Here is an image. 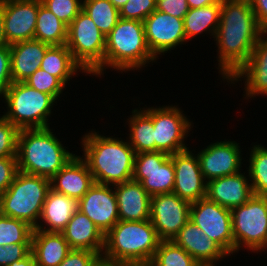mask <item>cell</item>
Masks as SVG:
<instances>
[{
  "mask_svg": "<svg viewBox=\"0 0 267 266\" xmlns=\"http://www.w3.org/2000/svg\"><path fill=\"white\" fill-rule=\"evenodd\" d=\"M262 34L263 28L255 17L250 0H221L215 39L224 79L230 80L248 61Z\"/></svg>",
  "mask_w": 267,
  "mask_h": 266,
  "instance_id": "6da1fadb",
  "label": "cell"
},
{
  "mask_svg": "<svg viewBox=\"0 0 267 266\" xmlns=\"http://www.w3.org/2000/svg\"><path fill=\"white\" fill-rule=\"evenodd\" d=\"M160 242L150 219L119 220L104 235L102 260L117 266H148Z\"/></svg>",
  "mask_w": 267,
  "mask_h": 266,
  "instance_id": "7a4b0ae2",
  "label": "cell"
},
{
  "mask_svg": "<svg viewBox=\"0 0 267 266\" xmlns=\"http://www.w3.org/2000/svg\"><path fill=\"white\" fill-rule=\"evenodd\" d=\"M84 161L95 183L121 184L133 178L136 152L129 142L90 132L83 137Z\"/></svg>",
  "mask_w": 267,
  "mask_h": 266,
  "instance_id": "3957f363",
  "label": "cell"
},
{
  "mask_svg": "<svg viewBox=\"0 0 267 266\" xmlns=\"http://www.w3.org/2000/svg\"><path fill=\"white\" fill-rule=\"evenodd\" d=\"M52 133L49 127L19 131L18 171L51 179L75 155Z\"/></svg>",
  "mask_w": 267,
  "mask_h": 266,
  "instance_id": "277c9868",
  "label": "cell"
},
{
  "mask_svg": "<svg viewBox=\"0 0 267 266\" xmlns=\"http://www.w3.org/2000/svg\"><path fill=\"white\" fill-rule=\"evenodd\" d=\"M153 60L156 58L148 48L142 21L120 18L105 36L104 67L130 71Z\"/></svg>",
  "mask_w": 267,
  "mask_h": 266,
  "instance_id": "5b68a950",
  "label": "cell"
},
{
  "mask_svg": "<svg viewBox=\"0 0 267 266\" xmlns=\"http://www.w3.org/2000/svg\"><path fill=\"white\" fill-rule=\"evenodd\" d=\"M50 188V179L18 171L0 195V214L22 220L35 229Z\"/></svg>",
  "mask_w": 267,
  "mask_h": 266,
  "instance_id": "8992f818",
  "label": "cell"
},
{
  "mask_svg": "<svg viewBox=\"0 0 267 266\" xmlns=\"http://www.w3.org/2000/svg\"><path fill=\"white\" fill-rule=\"evenodd\" d=\"M8 112L3 117L19 130L46 128L55 98L31 88L24 82H12L3 94Z\"/></svg>",
  "mask_w": 267,
  "mask_h": 266,
  "instance_id": "52a82bcc",
  "label": "cell"
},
{
  "mask_svg": "<svg viewBox=\"0 0 267 266\" xmlns=\"http://www.w3.org/2000/svg\"><path fill=\"white\" fill-rule=\"evenodd\" d=\"M66 46L73 59L86 73L102 74L104 71L105 35L83 10L68 26Z\"/></svg>",
  "mask_w": 267,
  "mask_h": 266,
  "instance_id": "ba28073f",
  "label": "cell"
},
{
  "mask_svg": "<svg viewBox=\"0 0 267 266\" xmlns=\"http://www.w3.org/2000/svg\"><path fill=\"white\" fill-rule=\"evenodd\" d=\"M231 216L234 251L241 245L252 251L267 247V196L253 195L245 204L232 208Z\"/></svg>",
  "mask_w": 267,
  "mask_h": 266,
  "instance_id": "9c48e42d",
  "label": "cell"
},
{
  "mask_svg": "<svg viewBox=\"0 0 267 266\" xmlns=\"http://www.w3.org/2000/svg\"><path fill=\"white\" fill-rule=\"evenodd\" d=\"M143 111L153 121L155 151L173 155L188 149L184 144V138L191 128V123L178 107H151Z\"/></svg>",
  "mask_w": 267,
  "mask_h": 266,
  "instance_id": "30bf717a",
  "label": "cell"
},
{
  "mask_svg": "<svg viewBox=\"0 0 267 266\" xmlns=\"http://www.w3.org/2000/svg\"><path fill=\"white\" fill-rule=\"evenodd\" d=\"M132 179L141 182L151 197L172 193L175 169L170 155L160 151L136 154Z\"/></svg>",
  "mask_w": 267,
  "mask_h": 266,
  "instance_id": "8fae6325",
  "label": "cell"
},
{
  "mask_svg": "<svg viewBox=\"0 0 267 266\" xmlns=\"http://www.w3.org/2000/svg\"><path fill=\"white\" fill-rule=\"evenodd\" d=\"M211 240L227 254L234 253L231 209L222 207L207 198L191 203L190 218Z\"/></svg>",
  "mask_w": 267,
  "mask_h": 266,
  "instance_id": "7c38bea8",
  "label": "cell"
},
{
  "mask_svg": "<svg viewBox=\"0 0 267 266\" xmlns=\"http://www.w3.org/2000/svg\"><path fill=\"white\" fill-rule=\"evenodd\" d=\"M190 206L186 200L174 193L151 197L150 221L161 240H173L189 221Z\"/></svg>",
  "mask_w": 267,
  "mask_h": 266,
  "instance_id": "4fadbf2b",
  "label": "cell"
},
{
  "mask_svg": "<svg viewBox=\"0 0 267 266\" xmlns=\"http://www.w3.org/2000/svg\"><path fill=\"white\" fill-rule=\"evenodd\" d=\"M143 24L148 48L155 58L187 41L181 18L155 10Z\"/></svg>",
  "mask_w": 267,
  "mask_h": 266,
  "instance_id": "5bb4252c",
  "label": "cell"
},
{
  "mask_svg": "<svg viewBox=\"0 0 267 266\" xmlns=\"http://www.w3.org/2000/svg\"><path fill=\"white\" fill-rule=\"evenodd\" d=\"M170 158L175 169V184L172 193L189 203L206 198L207 182L200 170L198 157L186 149L170 155Z\"/></svg>",
  "mask_w": 267,
  "mask_h": 266,
  "instance_id": "9a60e30c",
  "label": "cell"
},
{
  "mask_svg": "<svg viewBox=\"0 0 267 266\" xmlns=\"http://www.w3.org/2000/svg\"><path fill=\"white\" fill-rule=\"evenodd\" d=\"M78 210L85 214L105 235L118 221L115 191L109 185H94L78 201Z\"/></svg>",
  "mask_w": 267,
  "mask_h": 266,
  "instance_id": "2e32d148",
  "label": "cell"
},
{
  "mask_svg": "<svg viewBox=\"0 0 267 266\" xmlns=\"http://www.w3.org/2000/svg\"><path fill=\"white\" fill-rule=\"evenodd\" d=\"M9 45L34 39L39 0H0Z\"/></svg>",
  "mask_w": 267,
  "mask_h": 266,
  "instance_id": "e0dca14e",
  "label": "cell"
},
{
  "mask_svg": "<svg viewBox=\"0 0 267 266\" xmlns=\"http://www.w3.org/2000/svg\"><path fill=\"white\" fill-rule=\"evenodd\" d=\"M239 143L220 141L212 143L197 154L204 179L210 181L238 173L241 166Z\"/></svg>",
  "mask_w": 267,
  "mask_h": 266,
  "instance_id": "ac0fdd59",
  "label": "cell"
},
{
  "mask_svg": "<svg viewBox=\"0 0 267 266\" xmlns=\"http://www.w3.org/2000/svg\"><path fill=\"white\" fill-rule=\"evenodd\" d=\"M173 241L201 266H215L214 262L228 255L191 220L180 229Z\"/></svg>",
  "mask_w": 267,
  "mask_h": 266,
  "instance_id": "d6986e66",
  "label": "cell"
},
{
  "mask_svg": "<svg viewBox=\"0 0 267 266\" xmlns=\"http://www.w3.org/2000/svg\"><path fill=\"white\" fill-rule=\"evenodd\" d=\"M94 183L87 163L77 155L50 179L51 189L78 201Z\"/></svg>",
  "mask_w": 267,
  "mask_h": 266,
  "instance_id": "ffe728a7",
  "label": "cell"
},
{
  "mask_svg": "<svg viewBox=\"0 0 267 266\" xmlns=\"http://www.w3.org/2000/svg\"><path fill=\"white\" fill-rule=\"evenodd\" d=\"M206 182V198L228 209L245 204L254 195L251 184L240 172Z\"/></svg>",
  "mask_w": 267,
  "mask_h": 266,
  "instance_id": "44dd1931",
  "label": "cell"
},
{
  "mask_svg": "<svg viewBox=\"0 0 267 266\" xmlns=\"http://www.w3.org/2000/svg\"><path fill=\"white\" fill-rule=\"evenodd\" d=\"M119 220L144 221L150 219L151 196L141 182L133 179L114 185Z\"/></svg>",
  "mask_w": 267,
  "mask_h": 266,
  "instance_id": "7402d4cb",
  "label": "cell"
},
{
  "mask_svg": "<svg viewBox=\"0 0 267 266\" xmlns=\"http://www.w3.org/2000/svg\"><path fill=\"white\" fill-rule=\"evenodd\" d=\"M50 46L35 39L11 44L9 48L12 82H24L38 70Z\"/></svg>",
  "mask_w": 267,
  "mask_h": 266,
  "instance_id": "603a6c76",
  "label": "cell"
},
{
  "mask_svg": "<svg viewBox=\"0 0 267 266\" xmlns=\"http://www.w3.org/2000/svg\"><path fill=\"white\" fill-rule=\"evenodd\" d=\"M264 33L258 39L248 61L233 75L229 81L246 77L247 97L258 94L267 95V38ZM263 38V39H262Z\"/></svg>",
  "mask_w": 267,
  "mask_h": 266,
  "instance_id": "cb8c5ba5",
  "label": "cell"
},
{
  "mask_svg": "<svg viewBox=\"0 0 267 266\" xmlns=\"http://www.w3.org/2000/svg\"><path fill=\"white\" fill-rule=\"evenodd\" d=\"M71 249L88 250L103 256L104 234L80 210H77L61 232Z\"/></svg>",
  "mask_w": 267,
  "mask_h": 266,
  "instance_id": "d4e9b609",
  "label": "cell"
},
{
  "mask_svg": "<svg viewBox=\"0 0 267 266\" xmlns=\"http://www.w3.org/2000/svg\"><path fill=\"white\" fill-rule=\"evenodd\" d=\"M77 210L78 200L50 188L40 216V219L49 227L43 228L38 224L35 229L61 233Z\"/></svg>",
  "mask_w": 267,
  "mask_h": 266,
  "instance_id": "484cf974",
  "label": "cell"
},
{
  "mask_svg": "<svg viewBox=\"0 0 267 266\" xmlns=\"http://www.w3.org/2000/svg\"><path fill=\"white\" fill-rule=\"evenodd\" d=\"M70 250L62 233L33 230L31 253L37 266H58Z\"/></svg>",
  "mask_w": 267,
  "mask_h": 266,
  "instance_id": "4316f807",
  "label": "cell"
},
{
  "mask_svg": "<svg viewBox=\"0 0 267 266\" xmlns=\"http://www.w3.org/2000/svg\"><path fill=\"white\" fill-rule=\"evenodd\" d=\"M40 68L57 77L64 85L78 69L85 72L73 59L66 45H51L45 53Z\"/></svg>",
  "mask_w": 267,
  "mask_h": 266,
  "instance_id": "83f0119b",
  "label": "cell"
},
{
  "mask_svg": "<svg viewBox=\"0 0 267 266\" xmlns=\"http://www.w3.org/2000/svg\"><path fill=\"white\" fill-rule=\"evenodd\" d=\"M220 13L221 3L189 9L183 19L186 40L203 31H209L215 37L220 23Z\"/></svg>",
  "mask_w": 267,
  "mask_h": 266,
  "instance_id": "f1b7e54d",
  "label": "cell"
},
{
  "mask_svg": "<svg viewBox=\"0 0 267 266\" xmlns=\"http://www.w3.org/2000/svg\"><path fill=\"white\" fill-rule=\"evenodd\" d=\"M68 26L39 0L34 39L49 45H66Z\"/></svg>",
  "mask_w": 267,
  "mask_h": 266,
  "instance_id": "f546056e",
  "label": "cell"
},
{
  "mask_svg": "<svg viewBox=\"0 0 267 266\" xmlns=\"http://www.w3.org/2000/svg\"><path fill=\"white\" fill-rule=\"evenodd\" d=\"M129 120V144L136 154L155 151L154 127L152 119L143 110H133ZM131 141V142H130Z\"/></svg>",
  "mask_w": 267,
  "mask_h": 266,
  "instance_id": "4dcf8cb0",
  "label": "cell"
},
{
  "mask_svg": "<svg viewBox=\"0 0 267 266\" xmlns=\"http://www.w3.org/2000/svg\"><path fill=\"white\" fill-rule=\"evenodd\" d=\"M82 10L89 15L105 36L120 19L119 10L109 0H84Z\"/></svg>",
  "mask_w": 267,
  "mask_h": 266,
  "instance_id": "1f68e13d",
  "label": "cell"
},
{
  "mask_svg": "<svg viewBox=\"0 0 267 266\" xmlns=\"http://www.w3.org/2000/svg\"><path fill=\"white\" fill-rule=\"evenodd\" d=\"M148 266H201L173 240H161Z\"/></svg>",
  "mask_w": 267,
  "mask_h": 266,
  "instance_id": "d6a6232c",
  "label": "cell"
},
{
  "mask_svg": "<svg viewBox=\"0 0 267 266\" xmlns=\"http://www.w3.org/2000/svg\"><path fill=\"white\" fill-rule=\"evenodd\" d=\"M252 148L248 171L253 194L267 196V149L260 145Z\"/></svg>",
  "mask_w": 267,
  "mask_h": 266,
  "instance_id": "836d02e7",
  "label": "cell"
},
{
  "mask_svg": "<svg viewBox=\"0 0 267 266\" xmlns=\"http://www.w3.org/2000/svg\"><path fill=\"white\" fill-rule=\"evenodd\" d=\"M34 228L28 223L0 214V245L31 243Z\"/></svg>",
  "mask_w": 267,
  "mask_h": 266,
  "instance_id": "e575fe53",
  "label": "cell"
},
{
  "mask_svg": "<svg viewBox=\"0 0 267 266\" xmlns=\"http://www.w3.org/2000/svg\"><path fill=\"white\" fill-rule=\"evenodd\" d=\"M24 83L40 92L52 95L56 100L62 93V89L65 87L57 77L49 74L41 68L36 70L24 81Z\"/></svg>",
  "mask_w": 267,
  "mask_h": 266,
  "instance_id": "d590c367",
  "label": "cell"
},
{
  "mask_svg": "<svg viewBox=\"0 0 267 266\" xmlns=\"http://www.w3.org/2000/svg\"><path fill=\"white\" fill-rule=\"evenodd\" d=\"M41 2L67 26L82 10V2L79 0H41Z\"/></svg>",
  "mask_w": 267,
  "mask_h": 266,
  "instance_id": "8d00e7d4",
  "label": "cell"
},
{
  "mask_svg": "<svg viewBox=\"0 0 267 266\" xmlns=\"http://www.w3.org/2000/svg\"><path fill=\"white\" fill-rule=\"evenodd\" d=\"M19 131L12 122L0 117V158L17 156Z\"/></svg>",
  "mask_w": 267,
  "mask_h": 266,
  "instance_id": "74e56055",
  "label": "cell"
},
{
  "mask_svg": "<svg viewBox=\"0 0 267 266\" xmlns=\"http://www.w3.org/2000/svg\"><path fill=\"white\" fill-rule=\"evenodd\" d=\"M156 10V0H128L119 10L120 18L144 21Z\"/></svg>",
  "mask_w": 267,
  "mask_h": 266,
  "instance_id": "f35d334b",
  "label": "cell"
},
{
  "mask_svg": "<svg viewBox=\"0 0 267 266\" xmlns=\"http://www.w3.org/2000/svg\"><path fill=\"white\" fill-rule=\"evenodd\" d=\"M102 256L93 251L71 249L58 266H96Z\"/></svg>",
  "mask_w": 267,
  "mask_h": 266,
  "instance_id": "ab89813d",
  "label": "cell"
},
{
  "mask_svg": "<svg viewBox=\"0 0 267 266\" xmlns=\"http://www.w3.org/2000/svg\"><path fill=\"white\" fill-rule=\"evenodd\" d=\"M31 253V243L0 245V266H9L20 261Z\"/></svg>",
  "mask_w": 267,
  "mask_h": 266,
  "instance_id": "60d3db41",
  "label": "cell"
},
{
  "mask_svg": "<svg viewBox=\"0 0 267 266\" xmlns=\"http://www.w3.org/2000/svg\"><path fill=\"white\" fill-rule=\"evenodd\" d=\"M17 172V156L0 158V195L12 184Z\"/></svg>",
  "mask_w": 267,
  "mask_h": 266,
  "instance_id": "b9f144b4",
  "label": "cell"
},
{
  "mask_svg": "<svg viewBox=\"0 0 267 266\" xmlns=\"http://www.w3.org/2000/svg\"><path fill=\"white\" fill-rule=\"evenodd\" d=\"M186 0H156V10L184 19L189 11Z\"/></svg>",
  "mask_w": 267,
  "mask_h": 266,
  "instance_id": "7bdbcfd3",
  "label": "cell"
},
{
  "mask_svg": "<svg viewBox=\"0 0 267 266\" xmlns=\"http://www.w3.org/2000/svg\"><path fill=\"white\" fill-rule=\"evenodd\" d=\"M12 84L9 46L0 47V95Z\"/></svg>",
  "mask_w": 267,
  "mask_h": 266,
  "instance_id": "ee69618b",
  "label": "cell"
},
{
  "mask_svg": "<svg viewBox=\"0 0 267 266\" xmlns=\"http://www.w3.org/2000/svg\"><path fill=\"white\" fill-rule=\"evenodd\" d=\"M250 2L259 25L264 29L267 26V0H250Z\"/></svg>",
  "mask_w": 267,
  "mask_h": 266,
  "instance_id": "f6af8a7d",
  "label": "cell"
},
{
  "mask_svg": "<svg viewBox=\"0 0 267 266\" xmlns=\"http://www.w3.org/2000/svg\"><path fill=\"white\" fill-rule=\"evenodd\" d=\"M190 9L221 3V0H186Z\"/></svg>",
  "mask_w": 267,
  "mask_h": 266,
  "instance_id": "bcb514c9",
  "label": "cell"
},
{
  "mask_svg": "<svg viewBox=\"0 0 267 266\" xmlns=\"http://www.w3.org/2000/svg\"><path fill=\"white\" fill-rule=\"evenodd\" d=\"M10 46L7 42L4 30V11L0 4V47Z\"/></svg>",
  "mask_w": 267,
  "mask_h": 266,
  "instance_id": "7dc6e473",
  "label": "cell"
},
{
  "mask_svg": "<svg viewBox=\"0 0 267 266\" xmlns=\"http://www.w3.org/2000/svg\"><path fill=\"white\" fill-rule=\"evenodd\" d=\"M9 266H37V264L35 262L33 254L30 253L28 256H26L22 260L15 261L14 263H12Z\"/></svg>",
  "mask_w": 267,
  "mask_h": 266,
  "instance_id": "c3c4849f",
  "label": "cell"
},
{
  "mask_svg": "<svg viewBox=\"0 0 267 266\" xmlns=\"http://www.w3.org/2000/svg\"><path fill=\"white\" fill-rule=\"evenodd\" d=\"M118 10H120L123 5L128 1V0H109Z\"/></svg>",
  "mask_w": 267,
  "mask_h": 266,
  "instance_id": "681fc988",
  "label": "cell"
},
{
  "mask_svg": "<svg viewBox=\"0 0 267 266\" xmlns=\"http://www.w3.org/2000/svg\"><path fill=\"white\" fill-rule=\"evenodd\" d=\"M96 266H117V265L110 264L108 262H105V261L101 260Z\"/></svg>",
  "mask_w": 267,
  "mask_h": 266,
  "instance_id": "f907efd6",
  "label": "cell"
},
{
  "mask_svg": "<svg viewBox=\"0 0 267 266\" xmlns=\"http://www.w3.org/2000/svg\"><path fill=\"white\" fill-rule=\"evenodd\" d=\"M263 33L267 34V26L263 29Z\"/></svg>",
  "mask_w": 267,
  "mask_h": 266,
  "instance_id": "816d5d0a",
  "label": "cell"
}]
</instances>
